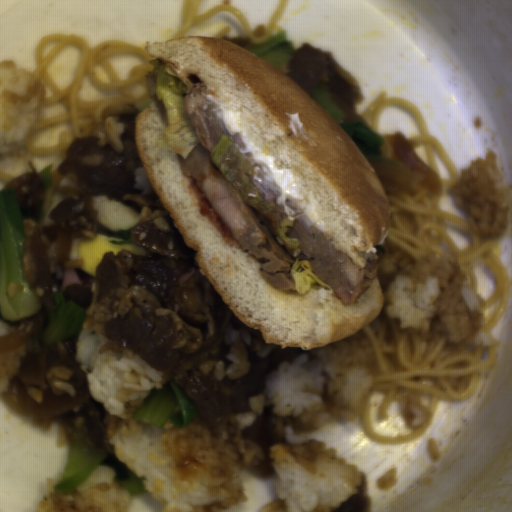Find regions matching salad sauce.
<instances>
[{
  "mask_svg": "<svg viewBox=\"0 0 512 512\" xmlns=\"http://www.w3.org/2000/svg\"><path fill=\"white\" fill-rule=\"evenodd\" d=\"M289 117L288 125L297 137L298 133L303 130V122H300L298 111L293 113H284Z\"/></svg>",
  "mask_w": 512,
  "mask_h": 512,
  "instance_id": "2",
  "label": "salad sauce"
},
{
  "mask_svg": "<svg viewBox=\"0 0 512 512\" xmlns=\"http://www.w3.org/2000/svg\"><path fill=\"white\" fill-rule=\"evenodd\" d=\"M205 97L214 104L215 107H212L211 111L215 112V116L228 133L233 135L238 133L243 147L236 142L233 143L252 164L255 171L252 180L258 188V192L262 193L266 200L276 196L274 200L278 205H282L283 213L290 221L300 220L308 231L314 225L323 233L325 220L314 223L305 213L294 211L285 202L287 199L303 201V193L296 181L293 167L278 169L275 155L263 154L261 148L256 147L249 140L247 134L237 123L236 112L227 111L225 104L209 93Z\"/></svg>",
  "mask_w": 512,
  "mask_h": 512,
  "instance_id": "1",
  "label": "salad sauce"
}]
</instances>
